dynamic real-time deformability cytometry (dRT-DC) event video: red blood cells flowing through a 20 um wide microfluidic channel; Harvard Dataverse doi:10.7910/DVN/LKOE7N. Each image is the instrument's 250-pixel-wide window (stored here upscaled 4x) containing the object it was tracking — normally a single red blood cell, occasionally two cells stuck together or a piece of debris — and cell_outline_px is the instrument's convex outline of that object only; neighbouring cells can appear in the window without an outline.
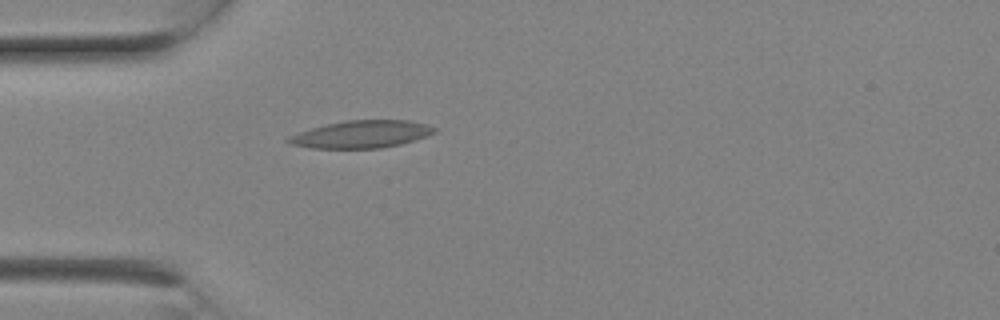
{"species": "Egyptian fruit bat (a non-hibernating species)", "species_latin": "Rousettus aegyptiacus", "temperature_condition": "room temperature", "stored_images_in_passage": 6, "camera_frame_rate_fps": 3000, "um_per_image_px": 0.085, "animal": {"sex": "female"}, "frame": {"image": 1, "passage_image": 6, "time_ms": 1.667, "image_size_px": [1000, 320], "cell_outline_px": [[436, 132], [428, 136], [400, 144], [380, 148], [312, 148], [292, 144], [284, 140], [288, 136], [324, 124], [344, 120], [408, 120], [424, 124], [436, 128]], "centroid_in_image_um": [30.71, 11.41], "position_along_channel_um": 54.3, "area_um2": 23.24}}